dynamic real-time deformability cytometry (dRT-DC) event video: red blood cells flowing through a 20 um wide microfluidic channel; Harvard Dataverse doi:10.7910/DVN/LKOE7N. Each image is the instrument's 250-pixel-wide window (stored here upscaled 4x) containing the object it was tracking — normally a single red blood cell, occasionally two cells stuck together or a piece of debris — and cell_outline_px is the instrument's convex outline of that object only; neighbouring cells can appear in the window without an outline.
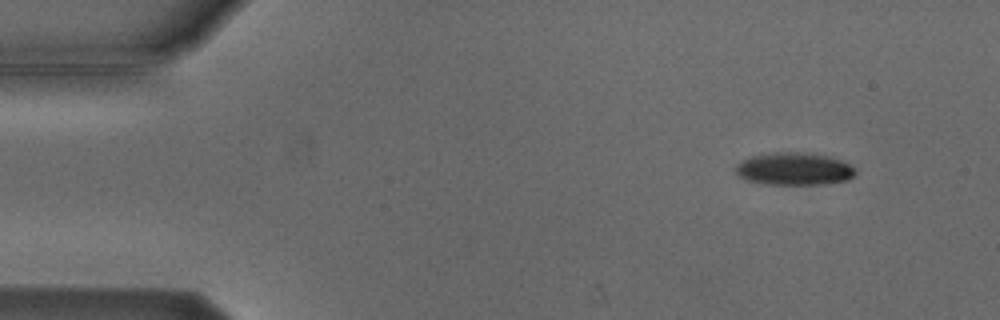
{"species": "Egyptian fruit bat (a non-hibernating species)", "species_latin": "Rousettus aegyptiacus", "temperature_condition": "cold", "stored_images_in_passage": 8, "camera_frame_rate_fps": 3000, "um_per_image_px": 0.085, "animal": {"sex": "male"}, "frame": {"image": 1, "passage_image": 1, "time_ms": 0.0, "image_size_px": [1000, 320], "cell_outline_px": [[856, 172], [848, 180], [828, 184], [764, 184], [748, 180], [740, 176], [736, 172], [736, 164], [752, 156], [776, 152], [808, 152], [828, 156], [852, 164], [856, 168]], "centroid_in_image_um": [67.56, 14.35], "position_along_channel_um": 17.4, "area_um2": 22.77}}
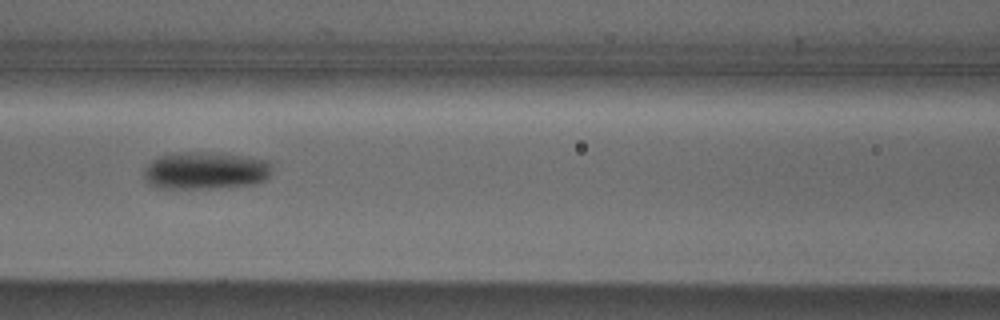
{"frame": {"image": 2, "passage_image": 6, "time_ms": 6.0, "image_size_px": [1000, 320], "cell_outline_px": [[268, 176], [264, 180], [256, 184], [216, 188], [156, 188], [148, 184], [144, 180], [144, 168], [152, 160], [168, 152], [220, 152], [268, 160]], "centroid_in_image_um": [17.39, 14.49], "position_along_channel_um": 149.2, "area_um2": 28.21}}
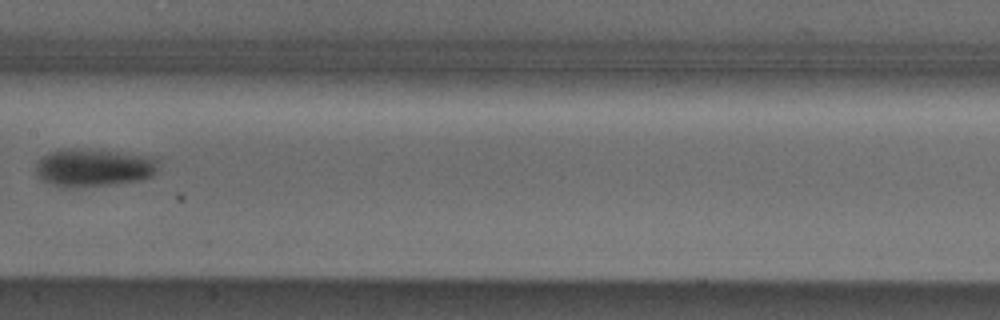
{"frame": {"image": 3, "passage_image": 7, "time_ms": 7.333, "image_size_px": [1000, 320], "cell_outline_px": [[160, 156], [156, 172], [152, 176], [140, 180], [76, 188], [64, 188], [40, 180], [36, 176], [36, 164], [44, 156], [52, 152], [68, 148], [76, 148]], "centroid_in_image_um": [8.0, 14.25], "position_along_channel_um": 199.4, "area_um2": 27.34}}